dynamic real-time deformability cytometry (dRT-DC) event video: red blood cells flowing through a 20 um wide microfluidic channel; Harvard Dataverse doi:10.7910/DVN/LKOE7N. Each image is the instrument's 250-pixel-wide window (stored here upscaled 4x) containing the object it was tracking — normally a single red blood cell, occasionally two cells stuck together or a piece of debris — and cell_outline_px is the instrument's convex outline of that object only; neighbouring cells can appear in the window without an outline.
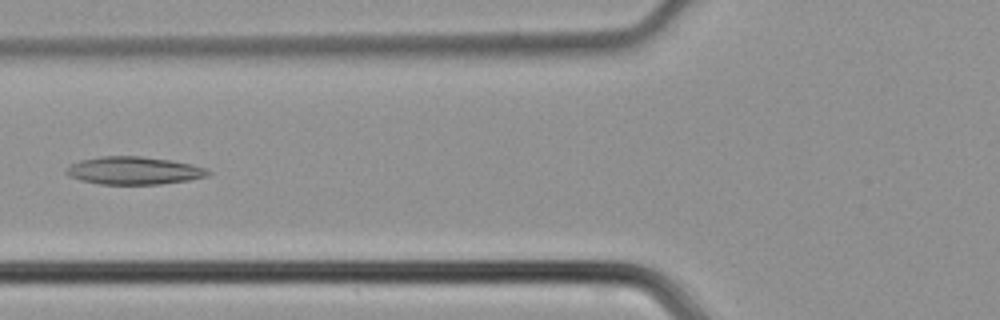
{"species": "common noctule bat (a hibernating species)", "species_latin": "Nyctalus noctula", "temperature_condition": "cold", "stored_images_in_passage": 45, "camera_frame_rate_fps": 3000, "um_per_image_px": 0.085, "animal": {"sex": "male", "body_mass_g": 21.5, "forearm_length_mm": 52.0}, "frame": {"image": 1, "passage_image": 17, "time_ms": 5.333, "image_size_px": [1000, 320], "cell_outline_px": [[212, 172], [208, 176], [188, 180], [160, 184], [100, 184], [80, 180], [68, 176], [64, 172], [64, 168], [80, 160], [100, 156], [140, 156], [172, 160], [192, 164], [204, 168]], "centroid_in_image_um": [11.35, 14.5], "position_along_channel_um": 114.4, "area_um2": 23.06}}
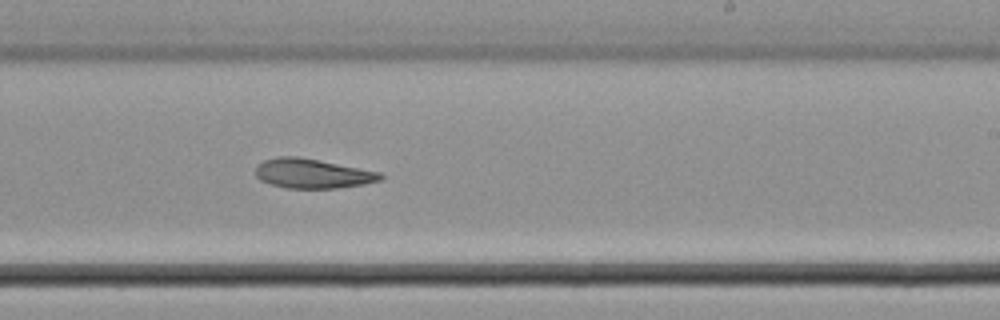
{"frame": {"image": 2, "passage_image": 27, "time_ms": 8.667, "image_size_px": [1000, 320], "cell_outline_px": [[384, 176], [380, 180], [364, 184], [336, 188], [288, 188], [272, 184], [260, 180], [256, 176], [256, 168], [264, 160], [276, 156], [296, 156], [380, 172]], "centroid_in_image_um": [26.55, 14.75], "position_along_channel_um": 262.5, "area_um2": 21.15}}
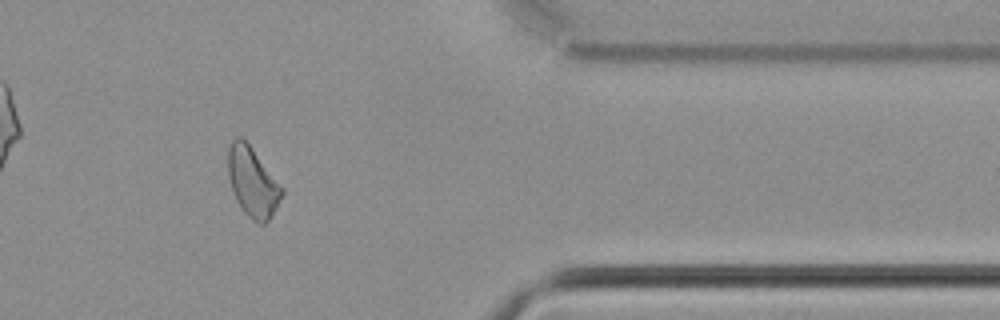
{"frame": {"image": 3, "passage_image": 37, "time_ms": 12.0, "image_size_px": [1000, 320], "cell_outline_px": [[284, 192], [276, 208], [268, 220], [264, 224], [260, 224], [252, 220], [244, 212], [236, 200], [232, 192], [228, 176], [228, 148], [232, 140], [236, 136], [240, 136], [252, 148], [284, 188]], "centroid_in_image_um": [21.46, 15.47], "position_along_channel_um": 389.9, "area_um2": 21.79}}